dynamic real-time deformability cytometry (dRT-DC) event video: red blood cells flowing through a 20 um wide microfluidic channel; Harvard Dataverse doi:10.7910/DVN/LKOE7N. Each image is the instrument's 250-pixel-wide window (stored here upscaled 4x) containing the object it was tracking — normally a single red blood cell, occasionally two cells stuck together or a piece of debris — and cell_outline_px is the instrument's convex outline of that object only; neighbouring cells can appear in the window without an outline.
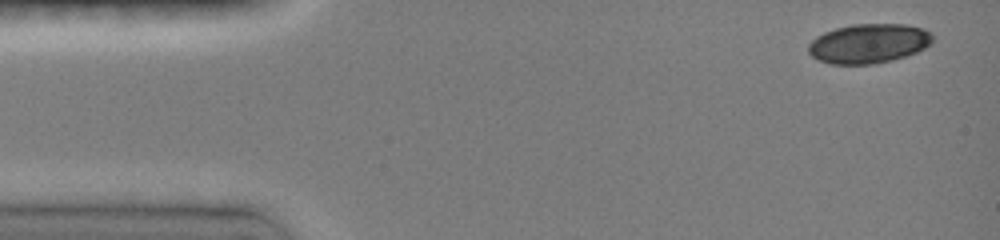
{"species": "common noctule bat (a hibernating species)", "species_latin": "Nyctalus noctula", "temperature_condition": "room temperature", "stored_images_in_passage": 4, "camera_frame_rate_fps": 3000, "um_per_image_px": 0.085, "animal": {"sex": "female", "body_mass_g": 19.0, "forearm_length_mm": 51.5}, "frame": {"image": 1, "passage_image": 1, "time_ms": 0.0, "image_size_px": [1000, 240], "cell_outline_px": [[932, 40], [924, 48], [916, 52], [892, 60], [876, 64], [832, 64], [820, 60], [812, 56], [808, 52], [808, 44], [816, 36], [824, 32], [836, 28], [852, 24], [904, 24], [924, 28], [932, 32]], "centroid_in_image_um": [73.83, 3.69], "position_along_channel_um": 11.2, "area_um2": 28.55}}